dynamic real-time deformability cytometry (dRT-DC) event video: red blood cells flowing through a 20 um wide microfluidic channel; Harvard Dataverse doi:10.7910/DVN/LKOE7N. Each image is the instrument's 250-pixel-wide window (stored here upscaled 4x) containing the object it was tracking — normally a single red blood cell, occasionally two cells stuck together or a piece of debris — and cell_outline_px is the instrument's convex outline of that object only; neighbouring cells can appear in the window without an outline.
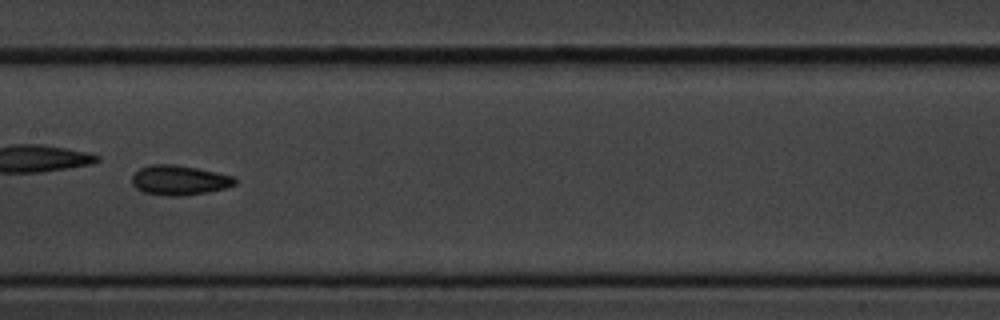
{"species": "common noctule bat (a hibernating species)", "species_latin": "Nyctalus noctula", "temperature_condition": "cold", "stored_images_in_passage": 56, "camera_frame_rate_fps": 3000, "um_per_image_px": 0.085, "animal": {"sex": "male", "body_mass_g": 20.1, "forearm_length_mm": 53.5}, "frame": {"image": 1, "passage_image": 29, "time_ms": 9.333, "image_size_px": [1000, 320], "cell_outline_px": [[236, 184], [224, 188], [208, 192], [184, 196], [168, 196], [144, 192], [136, 188], [132, 184], [132, 176], [140, 168], [152, 164], [176, 164], [216, 172], [232, 176], [236, 180]], "centroid_in_image_um": [15.23, 15.32], "position_along_channel_um": 192.2, "area_um2": 17.8}}
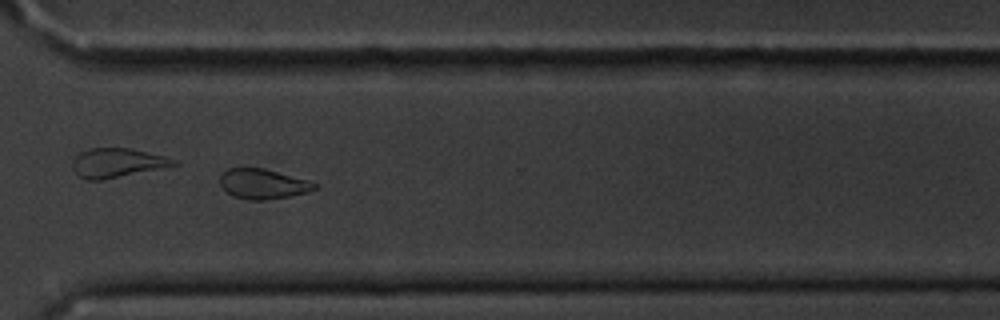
{"frame": {"image": 2, "passage_image": 42, "time_ms": 13.667, "image_size_px": [1000, 320], "cell_outline_px": [[316, 188], [304, 192], [288, 196], [264, 200], [248, 200], [236, 196], [228, 192], [220, 184], [220, 176], [228, 168], [264, 168], [308, 180], [316, 184]], "centroid_in_image_um": [22.33, 15.62], "position_along_channel_um": 348.3, "area_um2": 16.13}}
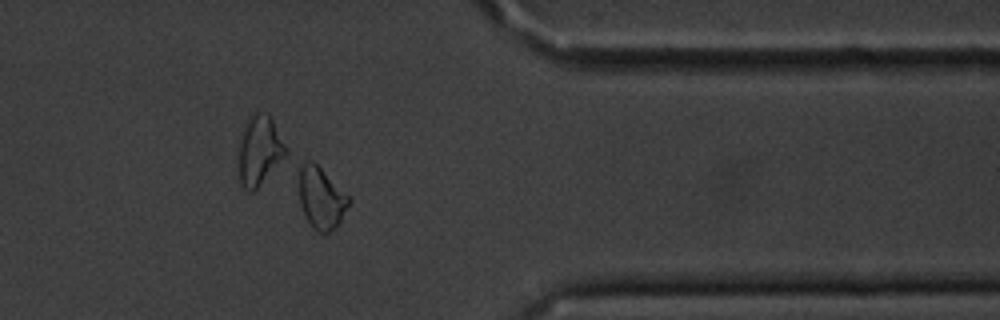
{"frame": {"image": 3, "passage_image": 46, "time_ms": 15.0, "image_size_px": [1000, 320], "cell_outline_px": [[352, 200], [340, 220], [328, 232], [320, 232], [312, 228], [304, 216], [300, 204], [296, 184], [300, 164], [308, 160], [312, 160]], "centroid_in_image_um": [27.22, 16.79], "position_along_channel_um": 384.2, "area_um2": 17.98}, "authors_computed_cell_mechanics": {"area_um2": 17.6579, "velocity_mm_per_s": 3.6154, "shape_relaxation_time_tau1_ms": 4.026, "shape_relaxation_time_tau2_ms": 3.5929, "deformation_change_tau1": 0.0862, "deformation_change_tau2": 0.0856}}